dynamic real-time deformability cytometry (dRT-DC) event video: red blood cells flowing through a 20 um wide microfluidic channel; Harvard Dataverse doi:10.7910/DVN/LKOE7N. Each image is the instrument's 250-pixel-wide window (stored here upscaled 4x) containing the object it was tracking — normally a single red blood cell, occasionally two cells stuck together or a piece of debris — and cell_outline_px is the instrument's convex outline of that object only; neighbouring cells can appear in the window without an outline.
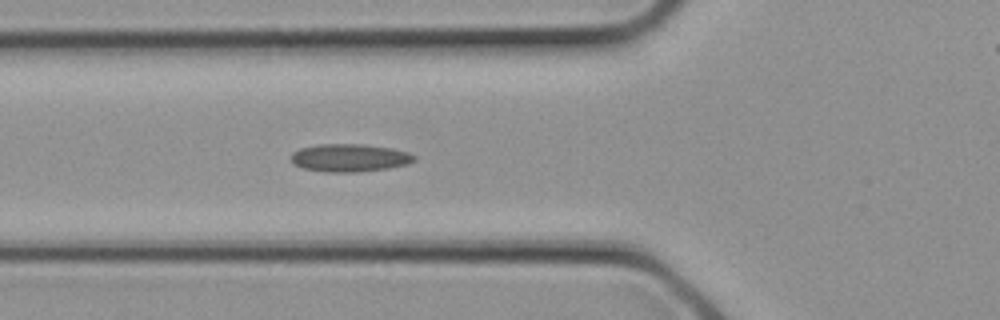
{"species": "common noctule bat (a hibernating species)", "species_latin": "Nyctalus noctula", "temperature_condition": "cold", "stored_images_in_passage": 9, "camera_frame_rate_fps": 3000, "um_per_image_px": 0.085, "animal": {"sex": "female", "body_mass_g": 21.9}, "frame": {"image": 1, "passage_image": 9, "time_ms": 2.667, "image_size_px": [1000, 320], "cell_outline_px": [[416, 160], [408, 164], [388, 168], [356, 172], [324, 172], [304, 168], [292, 164], [292, 152], [300, 148], [316, 144], [364, 144], [392, 148], [408, 152], [416, 156]], "centroid_in_image_um": [29.72, 13.41], "position_along_channel_um": 96.1, "area_um2": 20.11}}